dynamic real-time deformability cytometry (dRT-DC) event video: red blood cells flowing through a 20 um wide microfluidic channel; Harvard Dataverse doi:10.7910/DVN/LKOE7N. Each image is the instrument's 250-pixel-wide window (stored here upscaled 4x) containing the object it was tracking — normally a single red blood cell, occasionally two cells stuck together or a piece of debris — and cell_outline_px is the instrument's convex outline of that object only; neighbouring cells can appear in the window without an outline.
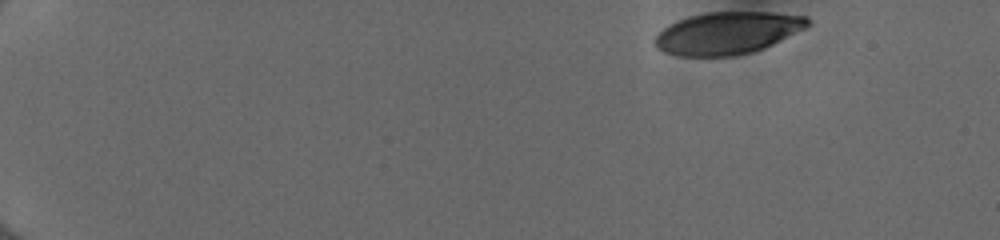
{"species": "human", "species_latin": "Homo sapiens", "temperature_condition": "cold", "stored_images_in_passage": 47, "camera_frame_rate_fps": 3000, "um_per_image_px": 0.085, "donor": {"sex": "female"}, "frame": {"image": 1, "passage_image": 1, "time_ms": 0.0, "image_size_px": [1000, 240], "cell_outline_px": [[812, 24], [808, 28], [764, 48], [752, 52], [732, 56], [680, 56], [664, 52], [656, 48], [656, 36], [664, 28], [688, 16], [708, 12], [772, 12], [808, 16], [812, 20]], "centroid_in_image_um": [61.93, 2.8], "position_along_channel_um": 23.1, "area_um2": 37.74}}
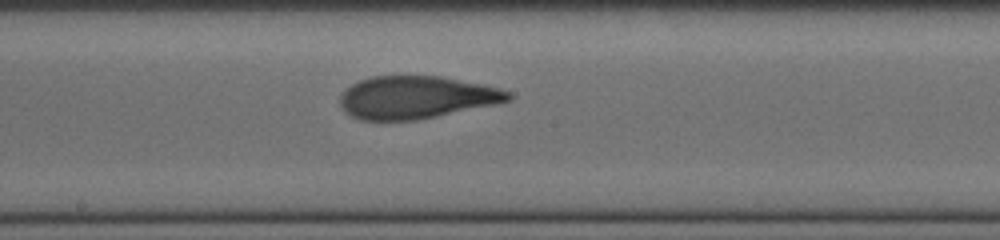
{"frame": {"image": 2, "passage_image": 26, "time_ms": 8.333, "image_size_px": [1000, 240], "cell_outline_px": [[512, 100], [496, 104], [416, 120], [360, 120], [352, 116], [340, 104], [340, 96], [352, 84], [360, 80], [372, 76], [440, 76], [484, 84], [500, 88], [512, 92]], "centroid_in_image_um": [35.43, 8.27], "position_along_channel_um": 212.8, "area_um2": 41.62}}
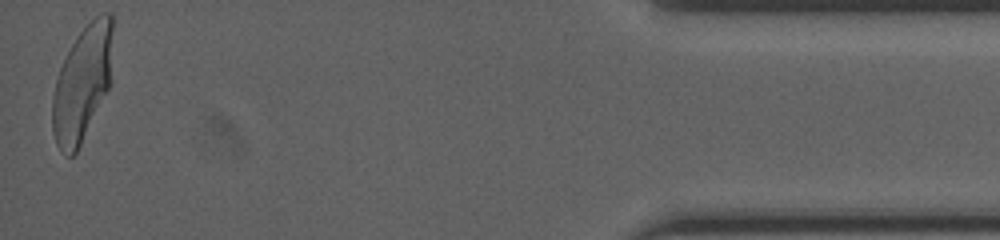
{"frame": {"image": 3, "passage_image": 47, "time_ms": 15.333, "image_size_px": [1000, 240], "cell_outline_px": [[112, 32], [108, 88], [76, 152], [72, 156], [68, 156], [60, 152], [56, 144], [52, 132], [52, 96], [56, 80], [60, 68], [76, 36], [100, 12], [112, 12]], "centroid_in_image_um": [6.95, 7.1], "position_along_channel_um": 428.2, "area_um2": 39.71}, "authors_computed_cell_mechanics": {"area_um2": 41.5004, "velocity_mm_per_s": 4.0039, "shape_relaxation_time_tau1_ms": 6.2257, "shape_relaxation_time_tau2_ms": 1.0185, "deformation_change_tau1": 0.2364, "deformation_change_tau2": 0.0929}}